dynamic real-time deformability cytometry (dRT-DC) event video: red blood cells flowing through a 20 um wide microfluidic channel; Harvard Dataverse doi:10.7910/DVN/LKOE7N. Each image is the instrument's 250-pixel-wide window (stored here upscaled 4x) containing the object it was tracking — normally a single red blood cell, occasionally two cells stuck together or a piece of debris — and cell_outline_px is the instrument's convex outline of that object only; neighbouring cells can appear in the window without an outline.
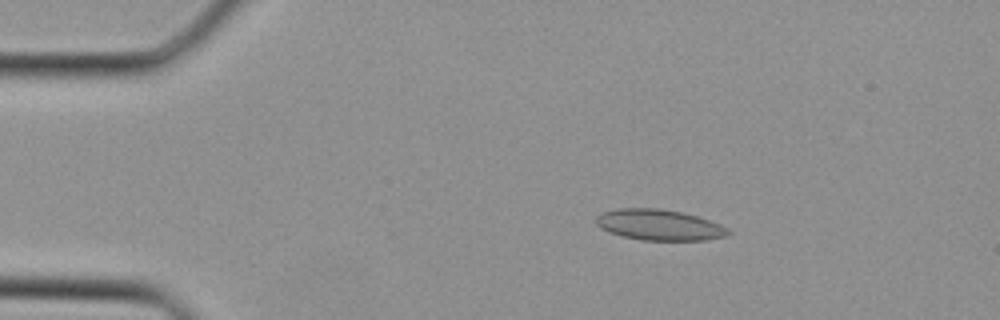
{"species": "Egyptian fruit bat (a non-hibernating species)", "species_latin": "Rousettus aegyptiacus", "temperature_condition": "cold", "stored_images_in_passage": 31, "camera_frame_rate_fps": 3000, "um_per_image_px": 0.085, "animal": {"sex": "female"}, "frame": {"image": 1, "passage_image": 4, "time_ms": 1.0, "image_size_px": [1000, 320], "cell_outline_px": [[732, 232], [724, 236], [704, 240], [640, 240], [624, 236], [600, 228], [596, 224], [596, 216], [600, 212], [620, 208], [660, 208], [684, 212], [720, 224], [728, 228]], "centroid_in_image_um": [56.02, 19.1], "position_along_channel_um": 29.0, "area_um2": 23.7}}
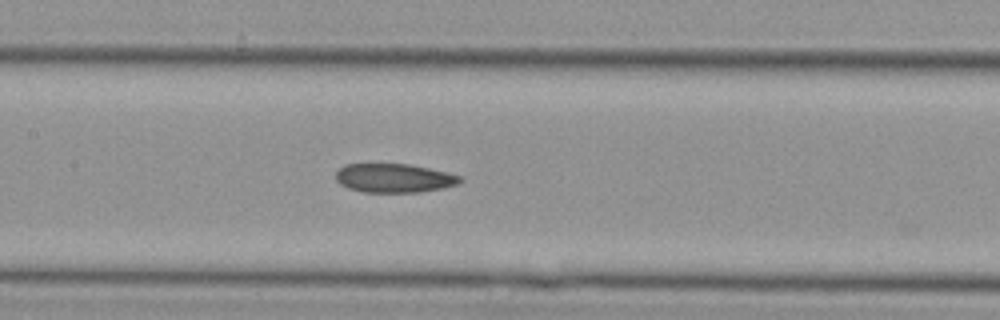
{"frame": {"image": 2, "passage_image": 15, "time_ms": 4.667, "image_size_px": [1000, 320], "cell_outline_px": [[464, 180], [456, 184], [444, 188], [420, 192], [364, 192], [348, 188], [340, 184], [336, 180], [336, 172], [344, 164], [408, 164], [428, 168], [460, 176]], "centroid_in_image_um": [33.47, 15.14], "position_along_channel_um": 173.9, "area_um2": 20.81}}
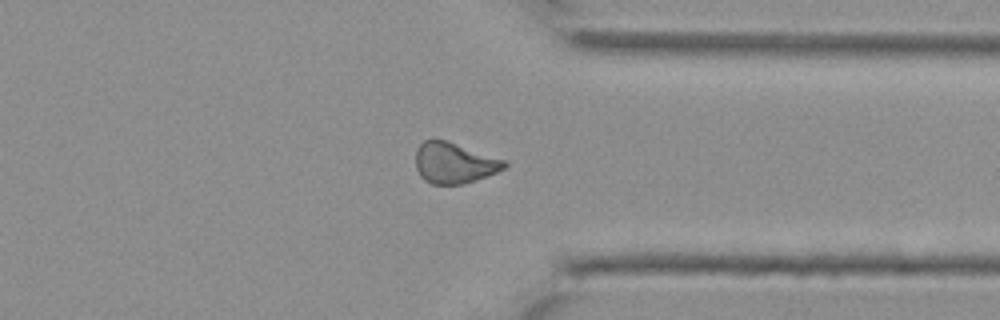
{"frame": {"image": 3, "passage_image": 26, "time_ms": 8.333, "image_size_px": [1000, 320], "cell_outline_px": [[508, 164], [504, 168], [496, 172], [460, 184], [432, 184], [424, 180], [420, 176], [416, 168], [416, 148], [424, 140], [448, 140], [508, 160]], "centroid_in_image_um": [38.61, 13.82], "position_along_channel_um": 372.8, "area_um2": 21.15}}